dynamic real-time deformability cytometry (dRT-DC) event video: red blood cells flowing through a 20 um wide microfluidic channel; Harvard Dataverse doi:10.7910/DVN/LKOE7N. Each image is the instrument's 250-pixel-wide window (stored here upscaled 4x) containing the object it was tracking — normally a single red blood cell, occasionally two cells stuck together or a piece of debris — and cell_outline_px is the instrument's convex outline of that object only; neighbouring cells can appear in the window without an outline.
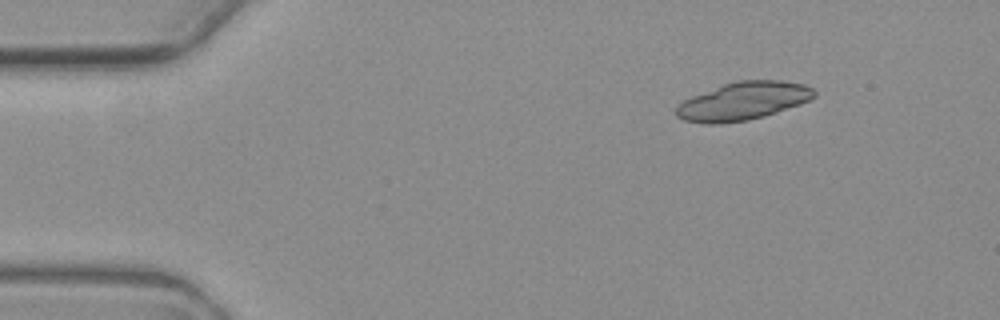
{"species": "common noctule bat (a hibernating species)", "species_latin": "Nyctalus noctula", "temperature_condition": "warm", "stored_images_in_passage": 6, "segment_of_instrument_passage": [1, 2], "camera_frame_rate_fps": 3000, "um_per_image_px": 0.085, "animal": {"sex": "female", "body_mass_g": 19.3, "forearm_length_mm": 54.1}, "frame": {"image": 1, "passage_image": 1, "time_ms": 0.0, "image_size_px": [1000, 320], "cell_outline_px": [[816, 96], [800, 104], [764, 116], [748, 120], [716, 124], [704, 124], [684, 120], [676, 116], [676, 108], [684, 100], [692, 96], [724, 84], [736, 80], [780, 80], [804, 84], [812, 88], [816, 92]], "centroid_in_image_um": [63.17, 8.59], "position_along_channel_um": 21.8, "area_um2": 30.4}}